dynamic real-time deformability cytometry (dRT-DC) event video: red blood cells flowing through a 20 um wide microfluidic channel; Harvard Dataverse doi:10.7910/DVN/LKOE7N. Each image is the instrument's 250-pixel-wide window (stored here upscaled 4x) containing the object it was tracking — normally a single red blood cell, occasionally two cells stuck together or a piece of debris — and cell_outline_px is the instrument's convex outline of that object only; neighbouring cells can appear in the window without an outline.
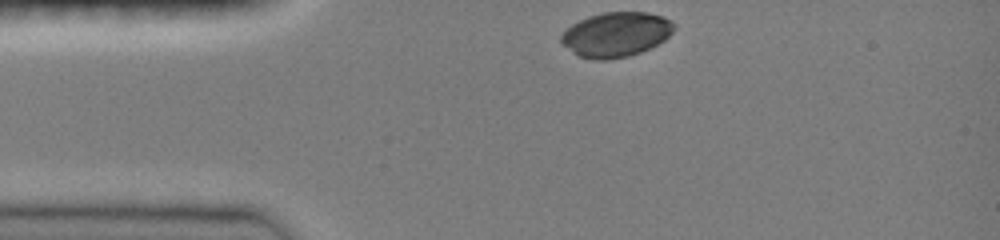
{"species": "common noctule bat (a hibernating species)", "species_latin": "Nyctalus noctula", "temperature_condition": "room temperature", "stored_images_in_passage": 15, "camera_frame_rate_fps": 3000, "um_per_image_px": 0.085, "animal": {"sex": "female", "body_mass_g": 19.0, "forearm_length_mm": 51.5}, "frame": {"image": 1, "passage_image": 1, "time_ms": 0.0, "image_size_px": [1000, 240], "cell_outline_px": [[676, 28], [664, 40], [640, 52], [628, 56], [604, 60], [596, 60], [580, 56], [564, 44], [560, 40], [560, 36], [572, 24], [588, 16], [604, 12], [648, 12], [664, 16], [672, 20], [676, 24]], "centroid_in_image_um": [52.41, 2.9], "position_along_channel_um": 32.6, "area_um2": 29.19}}
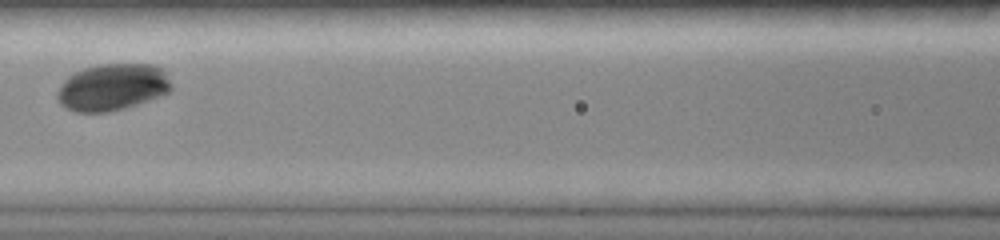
{"frame": {"image": 2, "passage_image": 8, "time_ms": 4.0, "image_size_px": [1000, 240], "cell_outline_px": [[172, 88], [168, 92], [160, 96], [124, 108], [108, 112], [76, 112], [64, 108], [56, 100], [56, 92], [64, 80], [72, 72], [84, 68], [100, 64], [152, 64], [164, 68], [172, 84]], "centroid_in_image_um": [9.53, 7.4], "position_along_channel_um": 157.1, "area_um2": 31.5}}
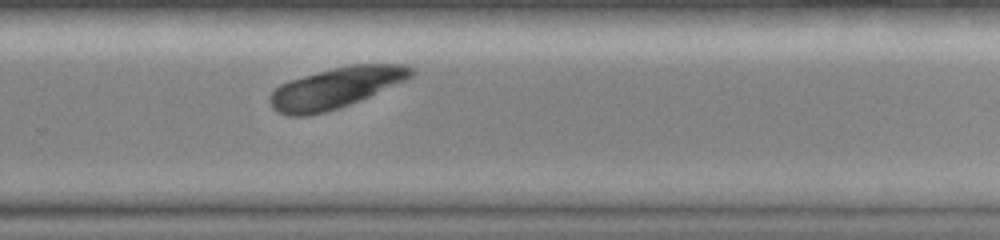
{"frame": {"image": 3, "passage_image": 15, "time_ms": 7.667, "image_size_px": [1000, 240], "cell_outline_px": [[416, 72], [412, 76], [404, 80], [360, 100], [340, 108], [308, 116], [288, 116], [276, 112], [272, 108], [268, 100], [268, 96], [280, 84], [288, 80], [316, 72], [332, 68], [352, 64], [404, 64], [416, 68]], "centroid_in_image_um": [28.5, 7.47], "position_along_channel_um": 301.3, "area_um2": 33.7}}